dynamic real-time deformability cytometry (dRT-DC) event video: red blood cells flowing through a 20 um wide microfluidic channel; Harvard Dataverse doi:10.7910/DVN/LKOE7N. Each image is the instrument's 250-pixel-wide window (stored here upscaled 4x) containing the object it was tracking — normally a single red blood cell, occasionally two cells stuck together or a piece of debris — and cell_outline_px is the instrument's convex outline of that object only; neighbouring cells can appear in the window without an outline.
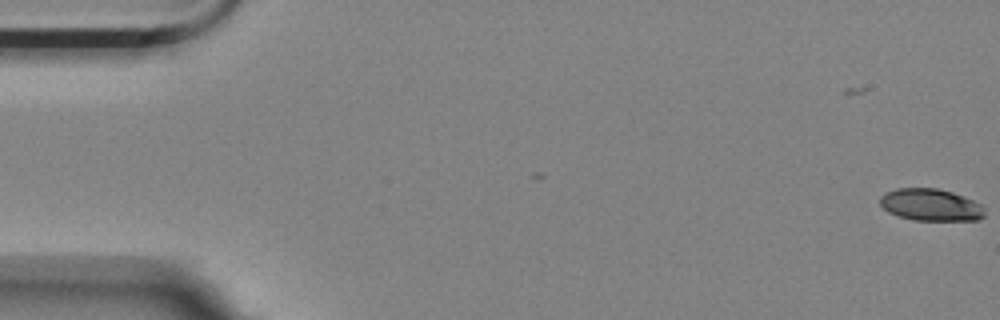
{"species": "Egyptian fruit bat (a non-hibernating species)", "species_latin": "Rousettus aegyptiacus", "temperature_condition": "room temperature", "stored_images_in_passage": 2, "camera_frame_rate_fps": 3000, "um_per_image_px": 0.085, "animal": {"sex": "female"}, "frame": {"image": 1, "passage_image": 2, "time_ms": 0.333, "image_size_px": [1000, 320], "cell_outline_px": [[984, 216], [976, 220], [912, 220], [888, 212], [880, 204], [880, 196], [884, 192], [896, 188], [936, 188], [952, 192], [972, 200], [980, 204], [984, 208]], "centroid_in_image_um": [79.08, 17.4], "position_along_channel_um": 5.9, "area_um2": 19.48}}